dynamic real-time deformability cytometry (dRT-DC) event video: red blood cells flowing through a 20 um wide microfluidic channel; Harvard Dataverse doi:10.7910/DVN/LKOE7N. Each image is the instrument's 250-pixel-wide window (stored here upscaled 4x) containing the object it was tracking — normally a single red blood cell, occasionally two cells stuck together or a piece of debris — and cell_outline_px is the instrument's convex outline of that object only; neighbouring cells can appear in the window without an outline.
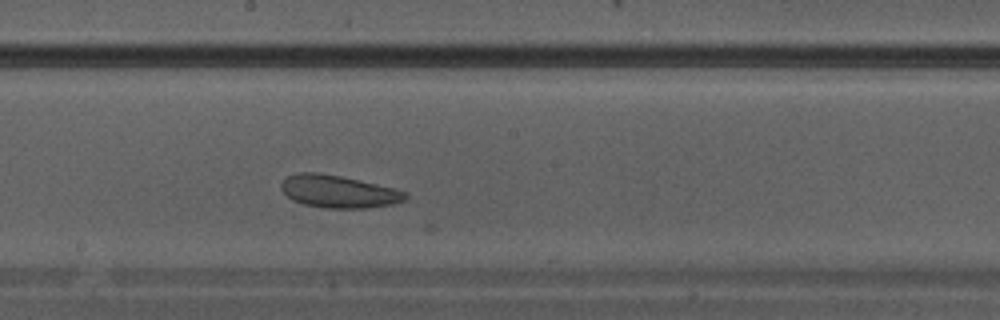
{"species": "Egyptian fruit bat (a non-hibernating species)", "species_latin": "Rousettus aegyptiacus", "temperature_condition": "warm", "stored_images_in_passage": 12, "camera_frame_rate_fps": 3000, "um_per_image_px": 0.085, "animal": {"sex": "male"}, "frame": {"image": 1, "passage_image": 12, "time_ms": 3.667, "image_size_px": [1000, 320], "cell_outline_px": [[408, 196], [404, 200], [392, 204], [368, 208], [324, 208], [304, 204], [292, 200], [280, 188], [280, 184], [288, 176], [296, 172], [320, 172], [340, 176], [376, 184], [408, 192]], "centroid_in_image_um": [28.75, 16.28], "position_along_channel_um": 219.5, "area_um2": 23.47}}